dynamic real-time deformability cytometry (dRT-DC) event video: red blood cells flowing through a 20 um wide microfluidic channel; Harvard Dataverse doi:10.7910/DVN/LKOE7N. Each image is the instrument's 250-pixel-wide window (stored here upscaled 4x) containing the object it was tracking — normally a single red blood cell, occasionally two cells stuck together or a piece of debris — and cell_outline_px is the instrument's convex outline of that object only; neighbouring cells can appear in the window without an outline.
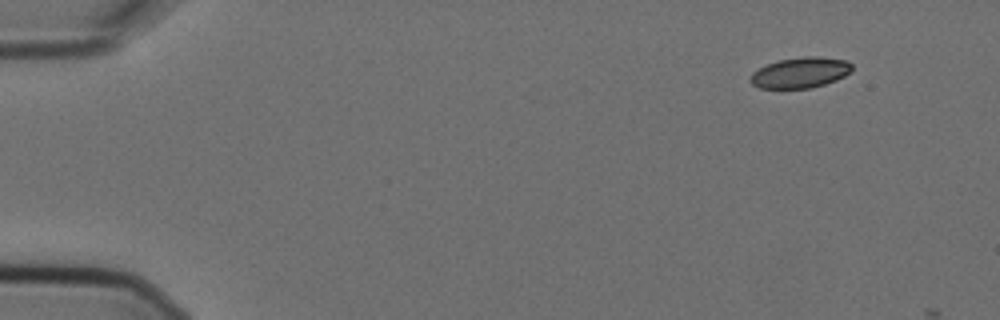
{"species": "Egyptian fruit bat (a non-hibernating species)", "species_latin": "Rousettus aegyptiacus", "temperature_condition": "cold", "stored_images_in_passage": 2, "camera_frame_rate_fps": 3000, "um_per_image_px": 0.085, "animal": {"sex": "female"}, "frame": {"image": 1, "passage_image": 1, "time_ms": 0.0, "image_size_px": [1000, 320], "cell_outline_px": [[852, 72], [836, 80], [824, 84], [808, 88], [760, 88], [752, 84], [748, 80], [752, 72], [768, 64], [780, 60], [804, 56], [816, 56], [848, 60], [852, 64]], "centroid_in_image_um": [68.04, 6.17], "position_along_channel_um": 17.0, "area_um2": 18.15}}